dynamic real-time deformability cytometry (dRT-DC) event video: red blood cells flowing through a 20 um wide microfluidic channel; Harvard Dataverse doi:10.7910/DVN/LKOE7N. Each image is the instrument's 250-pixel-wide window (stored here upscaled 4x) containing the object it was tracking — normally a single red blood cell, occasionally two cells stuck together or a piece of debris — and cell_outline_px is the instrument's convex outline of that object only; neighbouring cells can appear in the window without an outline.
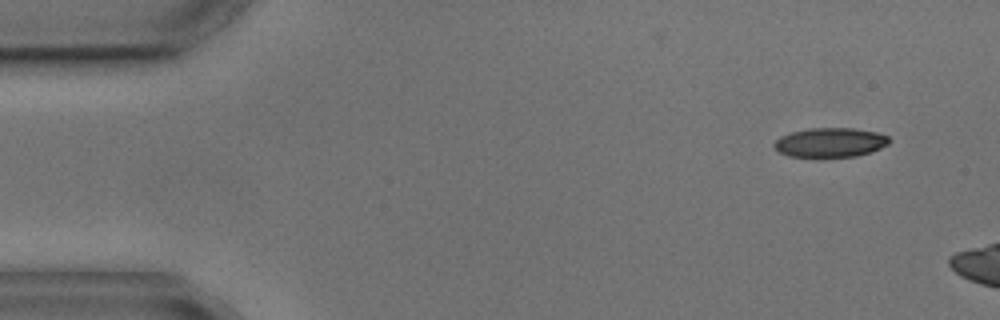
{"species": "common noctule bat (a hibernating species)", "species_latin": "Nyctalus noctula", "temperature_condition": "cold", "stored_images_in_passage": 3, "camera_frame_rate_fps": 3000, "um_per_image_px": 0.085, "animal": {"sex": "male", "body_mass_g": 17.9, "forearm_length_mm": 54.2}, "frame": {"image": 1, "passage_image": 1, "time_ms": 0.0, "image_size_px": [1000, 320], "cell_outline_px": [[892, 140], [888, 144], [872, 152], [856, 156], [816, 160], [788, 156], [780, 152], [772, 144], [780, 136], [792, 132], [808, 128], [852, 128], [876, 132], [888, 136]], "centroid_in_image_um": [70.55, 12.16], "position_along_channel_um": 14.5, "area_um2": 20.52}}